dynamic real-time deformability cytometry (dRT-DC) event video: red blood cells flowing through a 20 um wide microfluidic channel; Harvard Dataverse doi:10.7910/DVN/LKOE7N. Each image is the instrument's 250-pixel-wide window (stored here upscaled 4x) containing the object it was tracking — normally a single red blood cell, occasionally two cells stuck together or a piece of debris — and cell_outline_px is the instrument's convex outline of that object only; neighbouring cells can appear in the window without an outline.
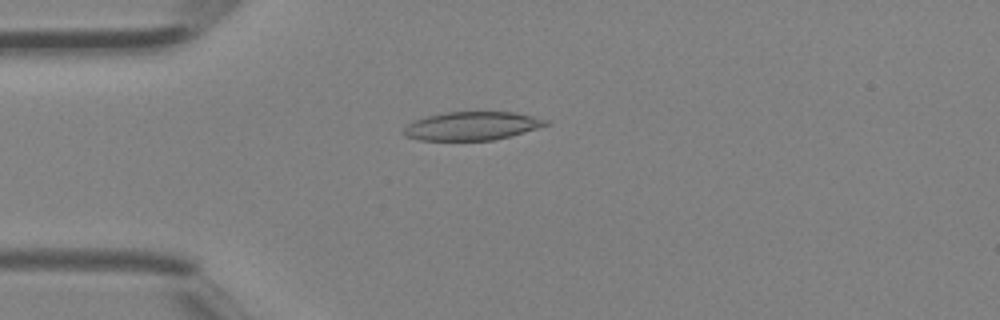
{"species": "Egyptian fruit bat (a non-hibernating species)", "species_latin": "Rousettus aegyptiacus", "temperature_condition": "room temperature", "stored_images_in_passage": 39, "camera_frame_rate_fps": 3000, "um_per_image_px": 0.085, "animal": {"sex": "female"}, "frame": {"image": 1, "passage_image": 9, "time_ms": 2.667, "image_size_px": [1000, 320], "cell_outline_px": [[552, 124], [524, 132], [492, 140], [416, 140], [400, 132], [408, 124], [416, 120], [428, 116], [444, 112], [516, 112], [548, 120]], "centroid_in_image_um": [40.13, 10.7], "position_along_channel_um": 44.9, "area_um2": 23.47}}
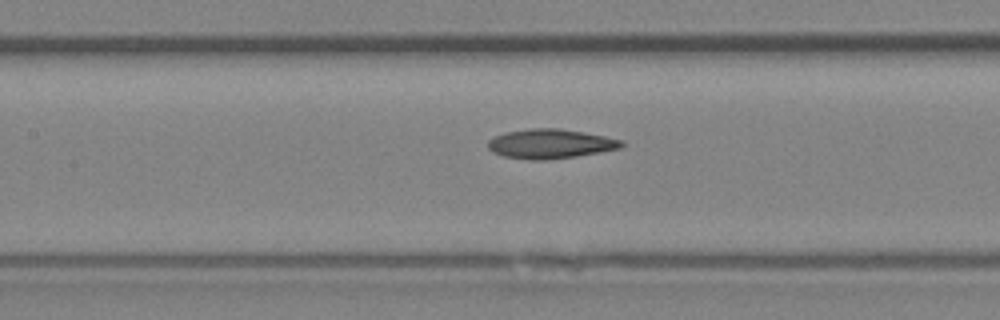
{"frame": {"image": 2, "passage_image": 17, "time_ms": 5.333, "image_size_px": [1000, 320], "cell_outline_px": [[624, 144], [620, 148], [600, 152], [576, 156], [548, 160], [528, 160], [504, 156], [492, 152], [488, 148], [488, 140], [492, 136], [508, 132], [528, 128], [560, 128], [584, 132], [624, 140]], "centroid_in_image_um": [46.76, 12.22], "position_along_channel_um": 160.6, "area_um2": 23.06}}
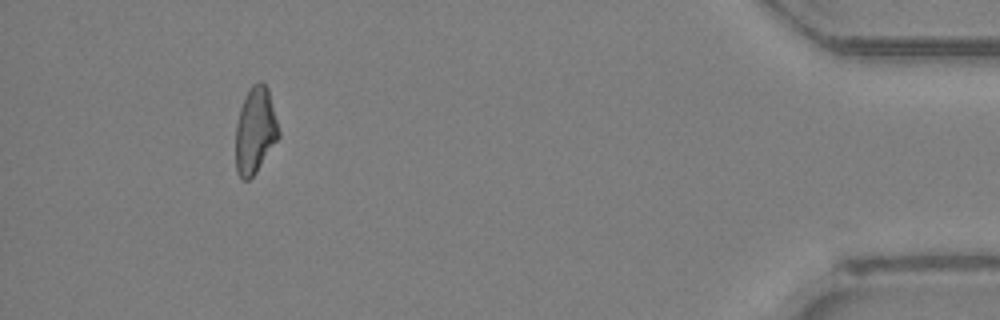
{"frame": {"image": 3, "passage_image": 36, "time_ms": 11.667, "image_size_px": [1000, 320], "cell_outline_px": [[280, 136], [256, 172], [248, 180], [244, 180], [236, 172], [236, 124], [240, 108], [244, 96], [248, 88], [252, 84], [260, 80], [268, 88], [280, 132]], "centroid_in_image_um": [21.69, 11.06], "position_along_channel_um": 413.5, "area_um2": 21.68}}